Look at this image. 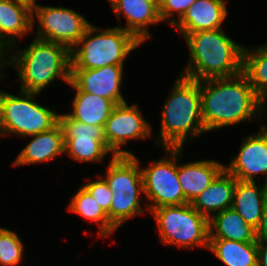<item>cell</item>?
I'll return each instance as SVG.
<instances>
[{
	"instance_id": "cell-15",
	"label": "cell",
	"mask_w": 267,
	"mask_h": 266,
	"mask_svg": "<svg viewBox=\"0 0 267 266\" xmlns=\"http://www.w3.org/2000/svg\"><path fill=\"white\" fill-rule=\"evenodd\" d=\"M111 7L120 19L123 14L126 26H118L133 34L141 43L150 38L148 25L162 22L158 0H114Z\"/></svg>"
},
{
	"instance_id": "cell-9",
	"label": "cell",
	"mask_w": 267,
	"mask_h": 266,
	"mask_svg": "<svg viewBox=\"0 0 267 266\" xmlns=\"http://www.w3.org/2000/svg\"><path fill=\"white\" fill-rule=\"evenodd\" d=\"M183 148H165L167 156L149 163V167L141 169L143 178V194L151 201L148 210L163 206H178L189 203L182 191L178 179V157L180 159Z\"/></svg>"
},
{
	"instance_id": "cell-17",
	"label": "cell",
	"mask_w": 267,
	"mask_h": 266,
	"mask_svg": "<svg viewBox=\"0 0 267 266\" xmlns=\"http://www.w3.org/2000/svg\"><path fill=\"white\" fill-rule=\"evenodd\" d=\"M33 22V7L16 1H0V42L8 51L17 46V37L27 36L33 30Z\"/></svg>"
},
{
	"instance_id": "cell-26",
	"label": "cell",
	"mask_w": 267,
	"mask_h": 266,
	"mask_svg": "<svg viewBox=\"0 0 267 266\" xmlns=\"http://www.w3.org/2000/svg\"><path fill=\"white\" fill-rule=\"evenodd\" d=\"M68 211L79 214L90 222H95L100 228L98 235L101 237H108L117 230V228L109 221L108 215L101 209L99 204L93 199L83 185L71 197Z\"/></svg>"
},
{
	"instance_id": "cell-23",
	"label": "cell",
	"mask_w": 267,
	"mask_h": 266,
	"mask_svg": "<svg viewBox=\"0 0 267 266\" xmlns=\"http://www.w3.org/2000/svg\"><path fill=\"white\" fill-rule=\"evenodd\" d=\"M209 239L257 242L256 229L246 223L232 208L211 216L209 219Z\"/></svg>"
},
{
	"instance_id": "cell-13",
	"label": "cell",
	"mask_w": 267,
	"mask_h": 266,
	"mask_svg": "<svg viewBox=\"0 0 267 266\" xmlns=\"http://www.w3.org/2000/svg\"><path fill=\"white\" fill-rule=\"evenodd\" d=\"M224 168L237 180L256 182V175L265 176L267 184V126L263 125L255 135L243 139L239 154Z\"/></svg>"
},
{
	"instance_id": "cell-18",
	"label": "cell",
	"mask_w": 267,
	"mask_h": 266,
	"mask_svg": "<svg viewBox=\"0 0 267 266\" xmlns=\"http://www.w3.org/2000/svg\"><path fill=\"white\" fill-rule=\"evenodd\" d=\"M236 180L224 168L210 186L193 199L191 206L208 219L216 213L231 208Z\"/></svg>"
},
{
	"instance_id": "cell-5",
	"label": "cell",
	"mask_w": 267,
	"mask_h": 266,
	"mask_svg": "<svg viewBox=\"0 0 267 266\" xmlns=\"http://www.w3.org/2000/svg\"><path fill=\"white\" fill-rule=\"evenodd\" d=\"M99 30L100 28L91 24L77 45L72 48L71 69H96L108 65H123L131 50L141 44L133 34L121 27L115 26L106 30L102 28L101 32Z\"/></svg>"
},
{
	"instance_id": "cell-2",
	"label": "cell",
	"mask_w": 267,
	"mask_h": 266,
	"mask_svg": "<svg viewBox=\"0 0 267 266\" xmlns=\"http://www.w3.org/2000/svg\"><path fill=\"white\" fill-rule=\"evenodd\" d=\"M182 36L187 41L190 58L181 76L200 81L242 72L244 46L227 37L222 28Z\"/></svg>"
},
{
	"instance_id": "cell-16",
	"label": "cell",
	"mask_w": 267,
	"mask_h": 266,
	"mask_svg": "<svg viewBox=\"0 0 267 266\" xmlns=\"http://www.w3.org/2000/svg\"><path fill=\"white\" fill-rule=\"evenodd\" d=\"M227 14L225 0H196L173 27L181 34L220 29Z\"/></svg>"
},
{
	"instance_id": "cell-3",
	"label": "cell",
	"mask_w": 267,
	"mask_h": 266,
	"mask_svg": "<svg viewBox=\"0 0 267 266\" xmlns=\"http://www.w3.org/2000/svg\"><path fill=\"white\" fill-rule=\"evenodd\" d=\"M162 123L156 144L163 148H183L187 137L205 131L201 114L199 81L180 75L162 110Z\"/></svg>"
},
{
	"instance_id": "cell-33",
	"label": "cell",
	"mask_w": 267,
	"mask_h": 266,
	"mask_svg": "<svg viewBox=\"0 0 267 266\" xmlns=\"http://www.w3.org/2000/svg\"><path fill=\"white\" fill-rule=\"evenodd\" d=\"M10 1H16L19 3L25 4V5L31 6V7H33L36 3L35 2L36 0H10Z\"/></svg>"
},
{
	"instance_id": "cell-21",
	"label": "cell",
	"mask_w": 267,
	"mask_h": 266,
	"mask_svg": "<svg viewBox=\"0 0 267 266\" xmlns=\"http://www.w3.org/2000/svg\"><path fill=\"white\" fill-rule=\"evenodd\" d=\"M224 166L214 160H200L178 165V179L185 199L191 203L197 195L210 186Z\"/></svg>"
},
{
	"instance_id": "cell-24",
	"label": "cell",
	"mask_w": 267,
	"mask_h": 266,
	"mask_svg": "<svg viewBox=\"0 0 267 266\" xmlns=\"http://www.w3.org/2000/svg\"><path fill=\"white\" fill-rule=\"evenodd\" d=\"M208 250L226 266H257V242L209 239Z\"/></svg>"
},
{
	"instance_id": "cell-12",
	"label": "cell",
	"mask_w": 267,
	"mask_h": 266,
	"mask_svg": "<svg viewBox=\"0 0 267 266\" xmlns=\"http://www.w3.org/2000/svg\"><path fill=\"white\" fill-rule=\"evenodd\" d=\"M104 137L113 156H133L122 150L129 139H146L151 133V125L143 118L136 104L127 102L114 106L103 127Z\"/></svg>"
},
{
	"instance_id": "cell-14",
	"label": "cell",
	"mask_w": 267,
	"mask_h": 266,
	"mask_svg": "<svg viewBox=\"0 0 267 266\" xmlns=\"http://www.w3.org/2000/svg\"><path fill=\"white\" fill-rule=\"evenodd\" d=\"M123 65L96 69H71L70 81L81 91L111 100L115 105L126 102L120 91Z\"/></svg>"
},
{
	"instance_id": "cell-10",
	"label": "cell",
	"mask_w": 267,
	"mask_h": 266,
	"mask_svg": "<svg viewBox=\"0 0 267 266\" xmlns=\"http://www.w3.org/2000/svg\"><path fill=\"white\" fill-rule=\"evenodd\" d=\"M36 13V14H35ZM38 21L37 39L66 46L70 51L91 25L83 15L64 7L33 6V20Z\"/></svg>"
},
{
	"instance_id": "cell-32",
	"label": "cell",
	"mask_w": 267,
	"mask_h": 266,
	"mask_svg": "<svg viewBox=\"0 0 267 266\" xmlns=\"http://www.w3.org/2000/svg\"><path fill=\"white\" fill-rule=\"evenodd\" d=\"M7 52H8V49L0 42V70L2 69V67L4 68V67H7L8 65V60H6L7 58L3 57L4 55L8 56L6 55Z\"/></svg>"
},
{
	"instance_id": "cell-20",
	"label": "cell",
	"mask_w": 267,
	"mask_h": 266,
	"mask_svg": "<svg viewBox=\"0 0 267 266\" xmlns=\"http://www.w3.org/2000/svg\"><path fill=\"white\" fill-rule=\"evenodd\" d=\"M34 139L22 149L13 166L49 161L64 152V133L59 122L50 130L32 135Z\"/></svg>"
},
{
	"instance_id": "cell-31",
	"label": "cell",
	"mask_w": 267,
	"mask_h": 266,
	"mask_svg": "<svg viewBox=\"0 0 267 266\" xmlns=\"http://www.w3.org/2000/svg\"><path fill=\"white\" fill-rule=\"evenodd\" d=\"M258 264L257 266H267V243H257Z\"/></svg>"
},
{
	"instance_id": "cell-22",
	"label": "cell",
	"mask_w": 267,
	"mask_h": 266,
	"mask_svg": "<svg viewBox=\"0 0 267 266\" xmlns=\"http://www.w3.org/2000/svg\"><path fill=\"white\" fill-rule=\"evenodd\" d=\"M68 84L76 90V95L72 111L67 115L88 125L104 127L115 104L109 99L79 90L71 81Z\"/></svg>"
},
{
	"instance_id": "cell-25",
	"label": "cell",
	"mask_w": 267,
	"mask_h": 266,
	"mask_svg": "<svg viewBox=\"0 0 267 266\" xmlns=\"http://www.w3.org/2000/svg\"><path fill=\"white\" fill-rule=\"evenodd\" d=\"M243 48L242 72L254 88L257 97L267 103V44L255 50Z\"/></svg>"
},
{
	"instance_id": "cell-7",
	"label": "cell",
	"mask_w": 267,
	"mask_h": 266,
	"mask_svg": "<svg viewBox=\"0 0 267 266\" xmlns=\"http://www.w3.org/2000/svg\"><path fill=\"white\" fill-rule=\"evenodd\" d=\"M39 93L20 90L18 96L0 90V136H32L52 129L59 114L34 101Z\"/></svg>"
},
{
	"instance_id": "cell-30",
	"label": "cell",
	"mask_w": 267,
	"mask_h": 266,
	"mask_svg": "<svg viewBox=\"0 0 267 266\" xmlns=\"http://www.w3.org/2000/svg\"><path fill=\"white\" fill-rule=\"evenodd\" d=\"M257 243H267V205L259 227L256 229Z\"/></svg>"
},
{
	"instance_id": "cell-11",
	"label": "cell",
	"mask_w": 267,
	"mask_h": 266,
	"mask_svg": "<svg viewBox=\"0 0 267 266\" xmlns=\"http://www.w3.org/2000/svg\"><path fill=\"white\" fill-rule=\"evenodd\" d=\"M59 124L64 133V152L79 162H100L110 153L103 127L88 125L59 114Z\"/></svg>"
},
{
	"instance_id": "cell-1",
	"label": "cell",
	"mask_w": 267,
	"mask_h": 266,
	"mask_svg": "<svg viewBox=\"0 0 267 266\" xmlns=\"http://www.w3.org/2000/svg\"><path fill=\"white\" fill-rule=\"evenodd\" d=\"M199 85L206 132L254 120L265 113L266 104L257 97L243 72L232 77L200 80Z\"/></svg>"
},
{
	"instance_id": "cell-6",
	"label": "cell",
	"mask_w": 267,
	"mask_h": 266,
	"mask_svg": "<svg viewBox=\"0 0 267 266\" xmlns=\"http://www.w3.org/2000/svg\"><path fill=\"white\" fill-rule=\"evenodd\" d=\"M139 160L133 156H112L106 169L105 181L112 191L110 222L119 228L125 221L144 214L140 194L143 178Z\"/></svg>"
},
{
	"instance_id": "cell-19",
	"label": "cell",
	"mask_w": 267,
	"mask_h": 266,
	"mask_svg": "<svg viewBox=\"0 0 267 266\" xmlns=\"http://www.w3.org/2000/svg\"><path fill=\"white\" fill-rule=\"evenodd\" d=\"M266 205L267 184L261 188L256 182L236 180L231 208L254 229L259 227Z\"/></svg>"
},
{
	"instance_id": "cell-4",
	"label": "cell",
	"mask_w": 267,
	"mask_h": 266,
	"mask_svg": "<svg viewBox=\"0 0 267 266\" xmlns=\"http://www.w3.org/2000/svg\"><path fill=\"white\" fill-rule=\"evenodd\" d=\"M14 53L8 56V65L21 80L20 90L40 94L57 78L70 82L71 58L66 46L35 38L27 48H16Z\"/></svg>"
},
{
	"instance_id": "cell-28",
	"label": "cell",
	"mask_w": 267,
	"mask_h": 266,
	"mask_svg": "<svg viewBox=\"0 0 267 266\" xmlns=\"http://www.w3.org/2000/svg\"><path fill=\"white\" fill-rule=\"evenodd\" d=\"M99 180L89 181L84 184V188L90 193L94 200L99 204L101 209L108 215L110 221V205L112 202V191L105 179L100 176ZM103 178V179H102Z\"/></svg>"
},
{
	"instance_id": "cell-29",
	"label": "cell",
	"mask_w": 267,
	"mask_h": 266,
	"mask_svg": "<svg viewBox=\"0 0 267 266\" xmlns=\"http://www.w3.org/2000/svg\"><path fill=\"white\" fill-rule=\"evenodd\" d=\"M195 1L196 0H158L161 21L167 20L173 26L176 20L170 18H174V13L176 12L178 14V20H180Z\"/></svg>"
},
{
	"instance_id": "cell-8",
	"label": "cell",
	"mask_w": 267,
	"mask_h": 266,
	"mask_svg": "<svg viewBox=\"0 0 267 266\" xmlns=\"http://www.w3.org/2000/svg\"><path fill=\"white\" fill-rule=\"evenodd\" d=\"M150 213L157 222L160 240L165 245L208 249L209 219L198 213L190 203L158 207Z\"/></svg>"
},
{
	"instance_id": "cell-27",
	"label": "cell",
	"mask_w": 267,
	"mask_h": 266,
	"mask_svg": "<svg viewBox=\"0 0 267 266\" xmlns=\"http://www.w3.org/2000/svg\"><path fill=\"white\" fill-rule=\"evenodd\" d=\"M24 245L17 233L0 227V266H18L22 262Z\"/></svg>"
}]
</instances>
